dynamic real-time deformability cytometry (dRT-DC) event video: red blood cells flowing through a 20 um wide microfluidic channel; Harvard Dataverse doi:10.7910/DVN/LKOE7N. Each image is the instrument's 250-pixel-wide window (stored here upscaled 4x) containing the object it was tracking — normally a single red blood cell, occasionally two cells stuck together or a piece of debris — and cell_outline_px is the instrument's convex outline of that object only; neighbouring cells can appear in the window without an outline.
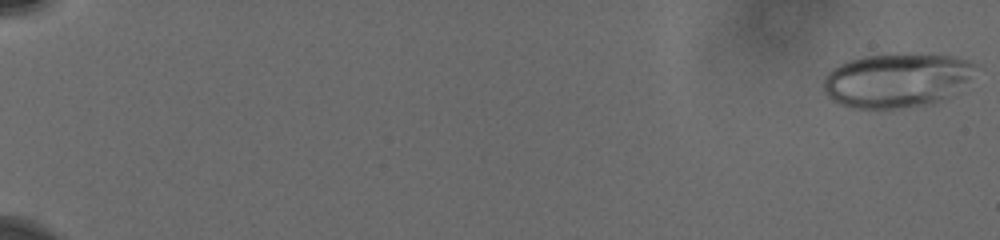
{"species": "human", "species_latin": "Homo sapiens", "temperature_condition": "cold", "stored_images_in_passage": 14, "camera_frame_rate_fps": 3000, "um_per_image_px": 0.085, "donor": {"sex": "male"}, "frame": {"image": 1, "passage_image": 1, "time_ms": 0.0, "image_size_px": [1000, 240], "cell_outline_px": [[972, 64], [968, 76], [960, 92], [944, 100], [932, 104], [896, 108], [848, 108], [832, 100], [824, 92], [824, 76], [828, 72], [840, 64], [848, 60], [864, 56], [952, 56], [968, 60]], "centroid_in_image_um": [76.16, 6.88], "position_along_channel_um": 8.8, "area_um2": 46.99}}